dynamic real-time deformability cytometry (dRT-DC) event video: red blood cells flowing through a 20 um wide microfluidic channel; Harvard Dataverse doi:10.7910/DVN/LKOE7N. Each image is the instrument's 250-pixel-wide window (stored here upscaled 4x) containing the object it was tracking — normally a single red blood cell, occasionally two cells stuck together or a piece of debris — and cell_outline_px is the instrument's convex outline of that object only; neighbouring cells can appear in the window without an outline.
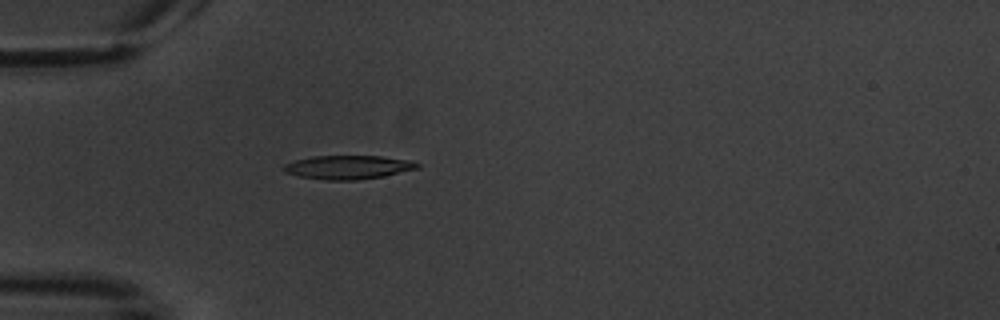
{"species": "common noctule bat (a hibernating species)", "species_latin": "Nyctalus noctula", "temperature_condition": "warm", "stored_images_in_passage": 2, "camera_frame_rate_fps": 3000, "um_per_image_px": 0.085, "animal": {"sex": "male", "body_mass_g": 20.1, "forearm_length_mm": 53.5}, "frame": {"image": 1, "passage_image": 2, "time_ms": 1.0, "image_size_px": [1000, 320], "cell_outline_px": [[420, 168], [384, 176], [356, 180], [324, 180], [300, 176], [284, 172], [284, 164], [296, 160], [312, 156], [380, 156], [408, 160], [420, 164]], "centroid_in_image_um": [29.6, 14.21], "position_along_channel_um": 55.4, "area_um2": 18.38}}